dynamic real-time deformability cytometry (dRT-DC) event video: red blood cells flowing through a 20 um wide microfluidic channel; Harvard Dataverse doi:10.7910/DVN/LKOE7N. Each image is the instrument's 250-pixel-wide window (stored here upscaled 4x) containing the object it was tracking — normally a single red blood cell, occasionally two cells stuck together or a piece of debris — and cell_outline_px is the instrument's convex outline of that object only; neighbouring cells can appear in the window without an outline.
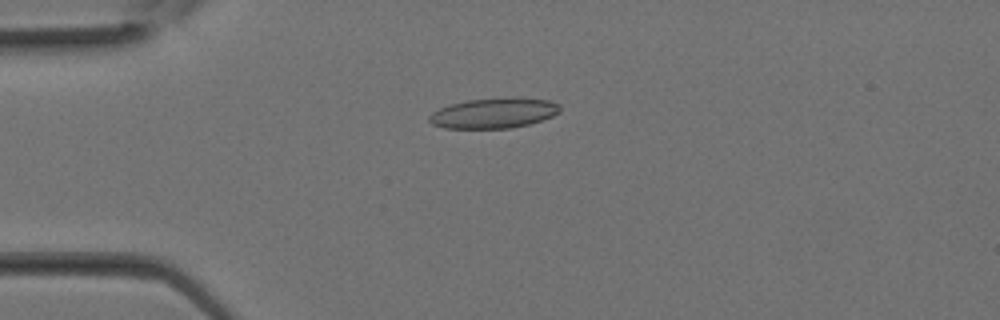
{"species": "Egyptian fruit bat (a non-hibernating species)", "species_latin": "Rousettus aegyptiacus", "temperature_condition": "room temperature", "stored_images_in_passage": 31, "camera_frame_rate_fps": 3000, "um_per_image_px": 0.085, "animal": {"sex": "female"}, "frame": {"image": 1, "passage_image": 8, "time_ms": 2.333, "image_size_px": [1000, 320], "cell_outline_px": [[560, 112], [552, 116], [528, 124], [508, 128], [444, 128], [432, 124], [428, 120], [428, 116], [432, 112], [440, 108], [452, 104], [468, 100], [504, 96], [512, 96], [552, 100], [560, 104]], "centroid_in_image_um": [42.0, 9.58], "position_along_channel_um": 43.0, "area_um2": 23.35}}
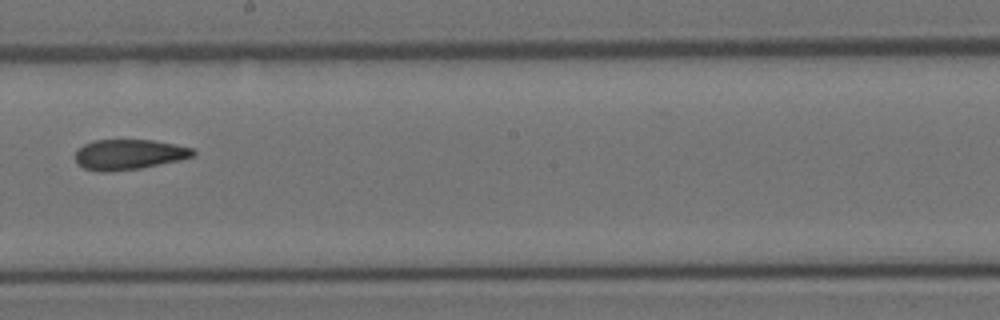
{"frame": {"image": 2, "passage_image": 18, "time_ms": 5.667, "image_size_px": [1000, 320], "cell_outline_px": [[196, 156], [180, 160], [140, 168], [108, 172], [100, 172], [84, 168], [76, 164], [76, 152], [84, 144], [92, 140], [152, 140], [192, 148], [196, 152]], "centroid_in_image_um": [10.95, 13.14], "position_along_channel_um": 237.2, "area_um2": 20.75}}
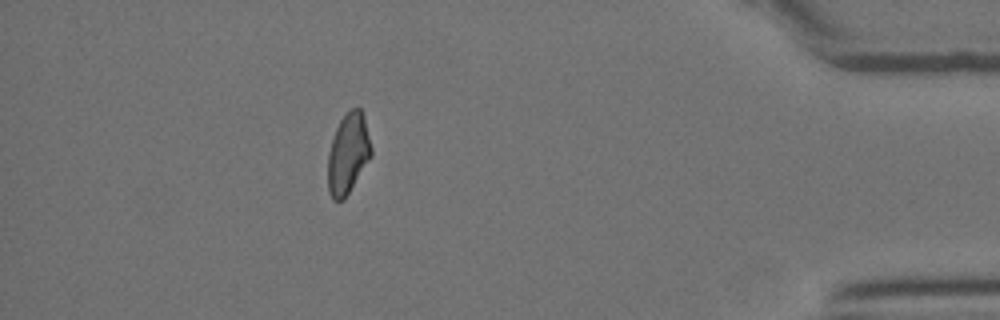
{"frame": {"image": 3, "passage_image": 28, "time_ms": 9.0, "image_size_px": [1000, 320], "cell_outline_px": [[372, 156], [344, 200], [332, 200], [328, 192], [328, 152], [336, 128], [340, 120], [352, 108], [360, 108], [364, 116], [372, 148]], "centroid_in_image_um": [29.59, 13.08], "position_along_channel_um": 405.6, "area_um2": 20.35}}